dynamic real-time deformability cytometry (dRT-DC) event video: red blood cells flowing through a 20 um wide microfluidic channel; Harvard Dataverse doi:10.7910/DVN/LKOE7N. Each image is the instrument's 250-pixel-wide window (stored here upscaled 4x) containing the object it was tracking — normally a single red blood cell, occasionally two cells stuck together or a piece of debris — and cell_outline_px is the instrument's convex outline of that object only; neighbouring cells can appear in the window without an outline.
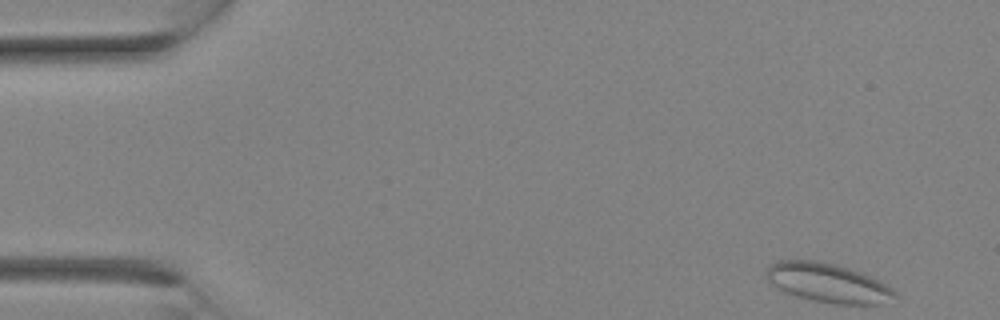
{"species": "Egyptian fruit bat (a non-hibernating species)", "species_latin": "Rousettus aegyptiacus", "temperature_condition": "room temperature", "stored_images_in_passage": 13, "camera_frame_rate_fps": 3000, "um_per_image_px": 0.085, "animal": {"sex": "female"}, "frame": {"image": 1, "passage_image": 1, "time_ms": 0.0, "image_size_px": [1000, 320], "cell_outline_px": [[900, 296], [876, 304], [832, 304], [796, 296], [772, 284], [764, 276], [764, 272], [768, 264], [780, 260], [816, 260], [836, 264], [860, 272], [880, 280], [892, 288]], "centroid_in_image_um": [70.35, 24.03], "position_along_channel_um": 14.6, "area_um2": 29.36}}
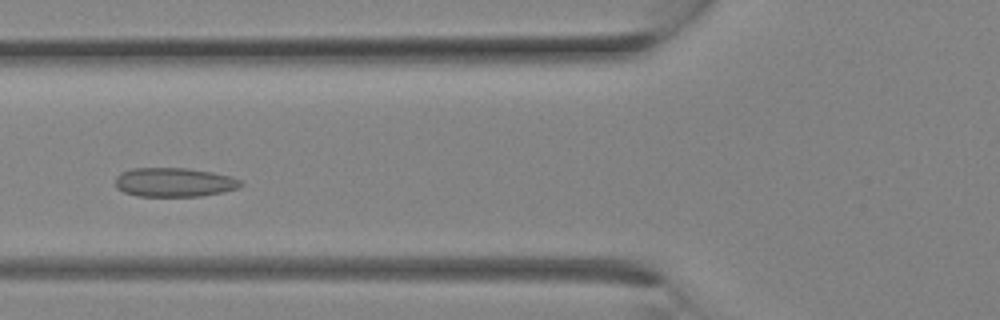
{"frame": {"image": 2, "passage_image": 10, "time_ms": 3.0, "image_size_px": [1000, 320], "cell_outline_px": [[244, 184], [240, 188], [224, 192], [200, 196], [136, 196], [124, 192], [116, 188], [116, 176], [120, 172], [132, 168], [188, 168], [212, 172], [232, 176], [240, 180]], "centroid_in_image_um": [14.83, 15.49], "position_along_channel_um": 111.0, "area_um2": 21.5}}
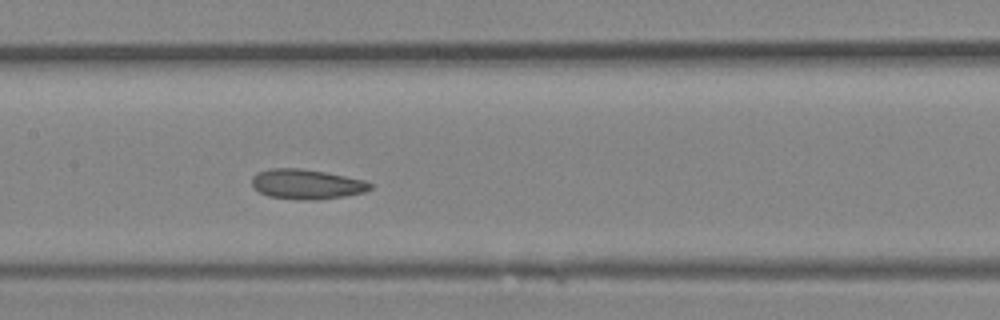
{"frame": {"image": 3, "passage_image": 13, "time_ms": 4.0, "image_size_px": [1000, 320], "cell_outline_px": [[372, 188], [364, 192], [344, 196], [316, 200], [300, 200], [268, 196], [260, 192], [252, 184], [252, 176], [256, 172], [268, 168], [300, 168], [324, 172], [364, 180], [372, 184]], "centroid_in_image_um": [26.04, 15.65], "position_along_channel_um": 181.4, "area_um2": 20.58}}